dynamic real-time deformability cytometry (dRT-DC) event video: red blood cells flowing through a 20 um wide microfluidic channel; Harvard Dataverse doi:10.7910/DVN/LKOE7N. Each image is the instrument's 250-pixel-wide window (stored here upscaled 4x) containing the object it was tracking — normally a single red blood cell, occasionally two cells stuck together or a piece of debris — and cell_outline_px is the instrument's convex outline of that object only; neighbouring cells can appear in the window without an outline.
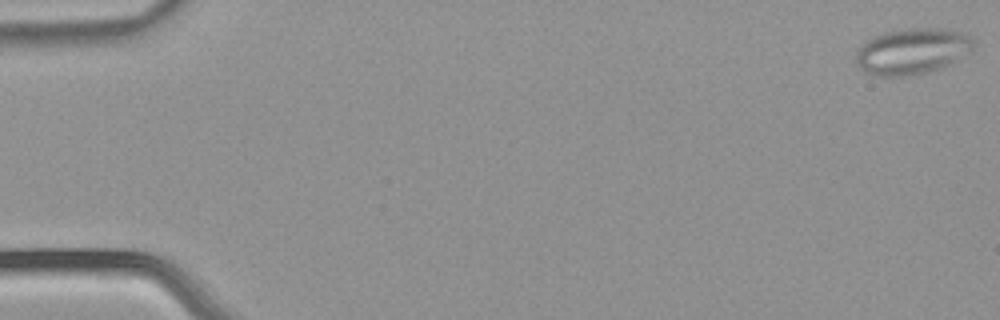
{"species": "common noctule bat (a hibernating species)", "species_latin": "Nyctalus noctula", "temperature_condition": "warm", "stored_images_in_passage": 53, "segment_of_instrument_passage": [1, 2], "camera_frame_rate_fps": 3000, "um_per_image_px": 0.085, "animal": {"sex": "male", "body_mass_g": 21.5, "forearm_length_mm": 52.0}, "frame": {"image": 1, "passage_image": 1, "time_ms": 0.0, "image_size_px": [1000, 320], "cell_outline_px": [[972, 48], [968, 52], [956, 60], [940, 68], [916, 76], [880, 76], [864, 72], [856, 64], [856, 52], [860, 44], [872, 36], [888, 32], [908, 28], [948, 28], [968, 32], [972, 36]], "centroid_in_image_um": [77.53, 4.34], "position_along_channel_um": 7.5, "area_um2": 31.91}}